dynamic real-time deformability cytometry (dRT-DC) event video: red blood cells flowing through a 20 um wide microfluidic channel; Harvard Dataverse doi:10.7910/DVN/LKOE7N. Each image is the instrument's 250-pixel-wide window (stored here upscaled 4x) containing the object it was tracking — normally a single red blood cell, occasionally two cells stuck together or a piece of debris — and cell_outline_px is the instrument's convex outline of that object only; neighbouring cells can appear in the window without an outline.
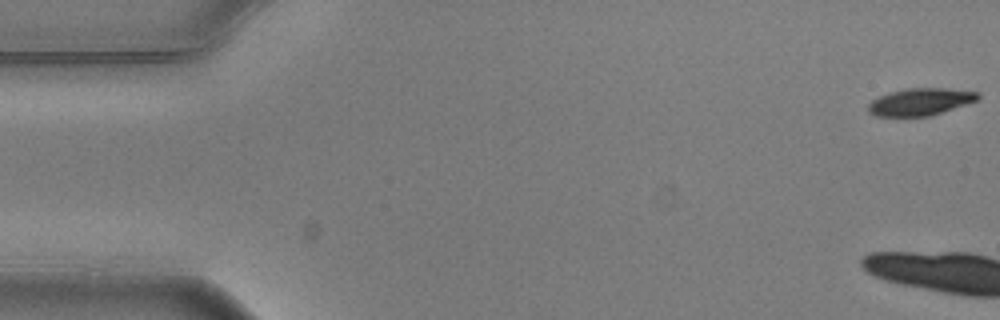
{"species": "common noctule bat (a hibernating species)", "species_latin": "Nyctalus noctula", "temperature_condition": "warm", "stored_images_in_passage": 8, "camera_frame_rate_fps": 3000, "um_per_image_px": 0.085, "animal": {"sex": "male", "body_mass_g": 20.5, "forearm_length_mm": 52.5}, "frame": {"image": 1, "passage_image": 1, "time_ms": 0.0, "image_size_px": [1000, 320], "cell_outline_px": [[980, 96], [976, 100], [928, 116], [876, 116], [868, 112], [868, 104], [872, 100], [888, 92], [908, 88], [944, 88], [980, 92]], "centroid_in_image_um": [78.18, 8.64], "position_along_channel_um": 6.8, "area_um2": 17.11}}